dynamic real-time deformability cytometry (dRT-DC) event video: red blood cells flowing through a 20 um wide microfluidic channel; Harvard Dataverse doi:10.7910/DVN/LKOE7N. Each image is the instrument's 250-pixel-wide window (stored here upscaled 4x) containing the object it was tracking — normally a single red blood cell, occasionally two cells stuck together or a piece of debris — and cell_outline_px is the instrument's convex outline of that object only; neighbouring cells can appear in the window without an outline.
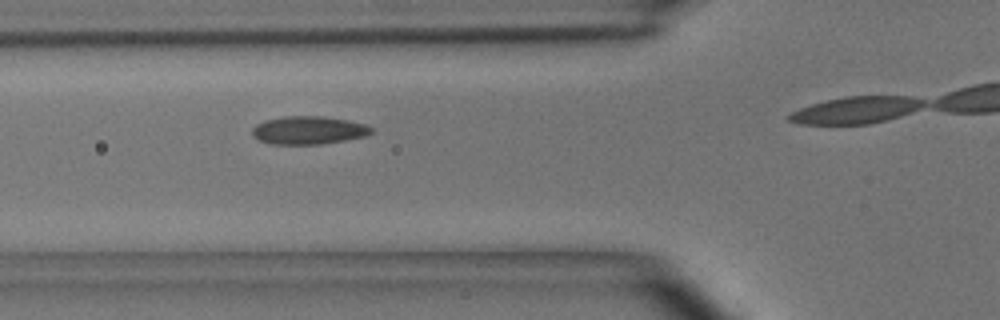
{"species": "common noctule bat (a hibernating species)", "species_latin": "Nyctalus noctula", "temperature_condition": "room temperature", "stored_images_in_passage": 19, "camera_frame_rate_fps": 3000, "um_per_image_px": 0.085, "animal": {"sex": "male", "body_mass_g": 15.6}, "frame": {"image": 1, "passage_image": 9, "time_ms": 2.667, "image_size_px": [1000, 320], "cell_outline_px": [[372, 132], [364, 136], [344, 140], [320, 144], [272, 144], [260, 140], [252, 136], [252, 128], [256, 124], [268, 120], [284, 116], [324, 116], [348, 120], [368, 124], [372, 128]], "centroid_in_image_um": [26.23, 11.06], "position_along_channel_um": 99.6, "area_um2": 19.42}}